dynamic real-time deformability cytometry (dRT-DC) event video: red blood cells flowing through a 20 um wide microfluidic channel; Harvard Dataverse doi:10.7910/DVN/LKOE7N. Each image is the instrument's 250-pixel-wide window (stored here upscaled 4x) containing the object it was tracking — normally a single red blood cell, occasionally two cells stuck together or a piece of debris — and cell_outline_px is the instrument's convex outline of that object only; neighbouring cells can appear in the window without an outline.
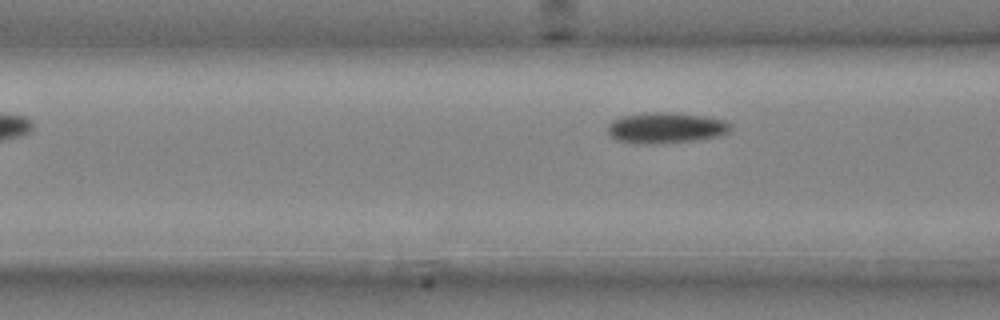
{"species": "common noctule bat (a hibernating species)", "species_latin": "Nyctalus noctula", "temperature_condition": "cold", "stored_images_in_passage": 4, "camera_frame_rate_fps": 3000, "um_per_image_px": 0.085, "animal": {"sex": "male", "body_mass_g": 20.4}, "frame": {"image": 1, "passage_image": 4, "time_ms": 1.0, "image_size_px": [1000, 320], "cell_outline_px": [[732, 128], [728, 132], [720, 136], [664, 144], [632, 144], [616, 140], [608, 132], [608, 124], [620, 116], [648, 112], [672, 112], [728, 120], [732, 124]], "centroid_in_image_um": [56.6, 10.87], "position_along_channel_um": 110.0, "area_um2": 22.37}}